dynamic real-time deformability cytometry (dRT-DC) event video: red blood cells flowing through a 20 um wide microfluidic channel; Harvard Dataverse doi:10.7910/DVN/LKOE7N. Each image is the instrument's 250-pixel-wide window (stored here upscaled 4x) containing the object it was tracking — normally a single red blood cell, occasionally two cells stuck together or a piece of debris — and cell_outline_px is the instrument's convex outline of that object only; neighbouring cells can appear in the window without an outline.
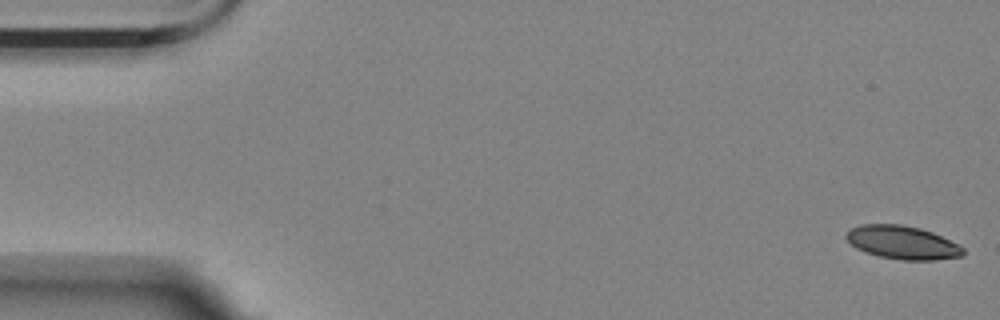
{"species": "Egyptian fruit bat (a non-hibernating species)", "species_latin": "Rousettus aegyptiacus", "temperature_condition": "room temperature", "stored_images_in_passage": 14, "camera_frame_rate_fps": 3000, "um_per_image_px": 0.085, "animal": {"sex": "female"}, "frame": {"image": 1, "passage_image": 1, "time_ms": 0.0, "image_size_px": [1000, 320], "cell_outline_px": [[964, 256], [936, 260], [900, 260], [880, 256], [856, 248], [844, 236], [852, 228], [860, 224], [900, 224], [920, 228], [932, 232], [964, 248]], "centroid_in_image_um": [76.72, 20.61], "position_along_channel_um": 8.3, "area_um2": 22.48}}